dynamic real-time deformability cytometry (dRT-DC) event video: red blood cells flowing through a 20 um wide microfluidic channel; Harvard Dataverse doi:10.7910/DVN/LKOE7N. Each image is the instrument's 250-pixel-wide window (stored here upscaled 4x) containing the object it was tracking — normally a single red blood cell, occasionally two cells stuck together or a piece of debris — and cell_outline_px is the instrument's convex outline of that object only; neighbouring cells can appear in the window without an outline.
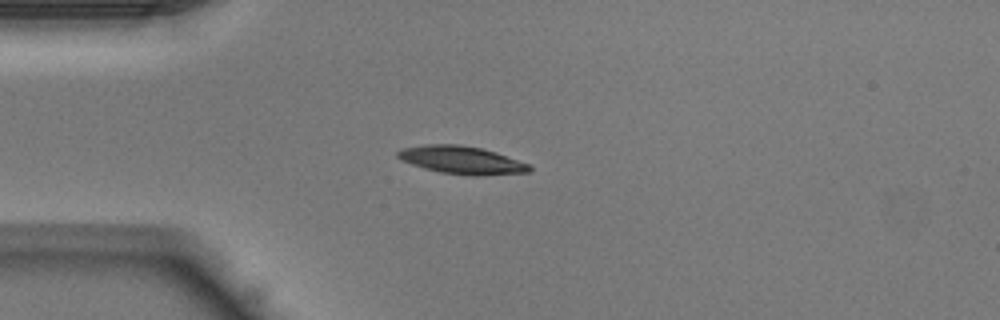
{"species": "Egyptian fruit bat (a non-hibernating species)", "species_latin": "Rousettus aegyptiacus", "temperature_condition": "warm", "stored_images_in_passage": 19, "camera_frame_rate_fps": 3000, "um_per_image_px": 0.085, "animal": {"sex": "male"}, "frame": {"image": 1, "passage_image": 1, "time_ms": 0.0, "image_size_px": [1000, 320], "cell_outline_px": [[532, 168], [528, 172], [476, 176], [472, 176], [440, 172], [424, 168], [400, 160], [396, 156], [396, 152], [400, 148], [424, 144], [460, 144], [480, 148], [496, 152], [528, 164]], "centroid_in_image_um": [39.18, 13.59], "position_along_channel_um": 45.8, "area_um2": 21.39}}
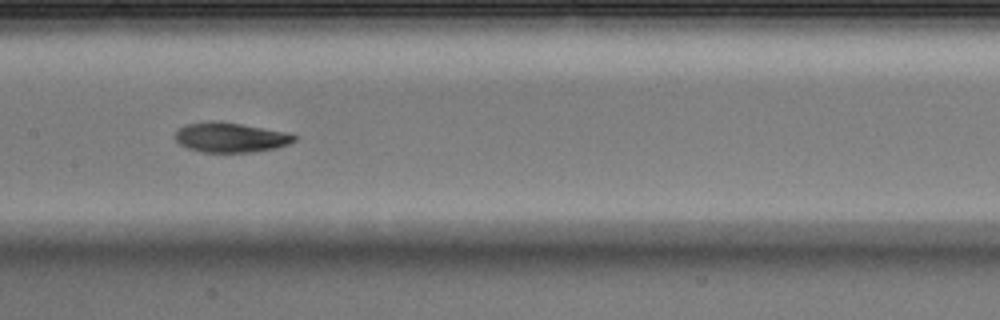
{"frame": {"image": 2, "passage_image": 11, "time_ms": 3.333, "image_size_px": [1000, 320], "cell_outline_px": [[296, 140], [288, 144], [276, 148], [252, 152], [200, 152], [188, 148], [180, 144], [176, 140], [176, 132], [184, 124], [208, 120], [212, 120], [240, 124], [288, 132], [296, 136]], "centroid_in_image_um": [19.58, 11.67], "position_along_channel_um": 187.8, "area_um2": 20.69}}
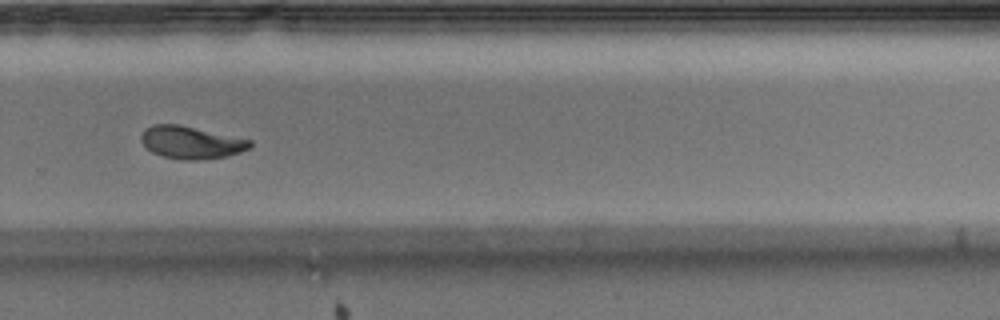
{"frame": {"image": 3, "passage_image": 19, "time_ms": 6.0, "image_size_px": [1000, 320], "cell_outline_px": [[252, 144], [248, 148], [240, 152], [228, 156], [196, 160], [184, 160], [164, 156], [152, 152], [140, 140], [140, 136], [144, 128], [152, 124], [180, 124], [252, 140]], "centroid_in_image_um": [16.23, 12.09], "position_along_channel_um": 313.6, "area_um2": 20.63}}